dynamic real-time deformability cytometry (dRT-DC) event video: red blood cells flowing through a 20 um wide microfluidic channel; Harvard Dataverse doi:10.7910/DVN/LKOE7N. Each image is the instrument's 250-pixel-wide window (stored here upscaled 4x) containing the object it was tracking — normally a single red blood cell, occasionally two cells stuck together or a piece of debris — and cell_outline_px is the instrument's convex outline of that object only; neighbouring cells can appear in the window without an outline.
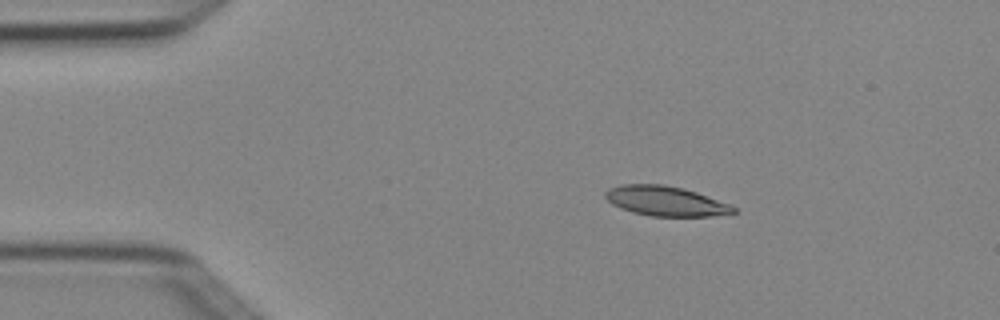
{"species": "Egyptian fruit bat (a non-hibernating species)", "species_latin": "Rousettus aegyptiacus", "temperature_condition": "cold", "stored_images_in_passage": 4, "camera_frame_rate_fps": 3000, "um_per_image_px": 0.085, "animal": {"sex": "female"}, "frame": {"image": 1, "passage_image": 3, "time_ms": 0.667, "image_size_px": [1000, 320], "cell_outline_px": [[736, 212], [708, 216], [648, 216], [632, 212], [620, 208], [612, 204], [604, 196], [604, 192], [608, 188], [620, 184], [664, 184], [684, 188], [732, 204], [736, 208]], "centroid_in_image_um": [56.55, 17.08], "position_along_channel_um": 28.4, "area_um2": 22.43}}